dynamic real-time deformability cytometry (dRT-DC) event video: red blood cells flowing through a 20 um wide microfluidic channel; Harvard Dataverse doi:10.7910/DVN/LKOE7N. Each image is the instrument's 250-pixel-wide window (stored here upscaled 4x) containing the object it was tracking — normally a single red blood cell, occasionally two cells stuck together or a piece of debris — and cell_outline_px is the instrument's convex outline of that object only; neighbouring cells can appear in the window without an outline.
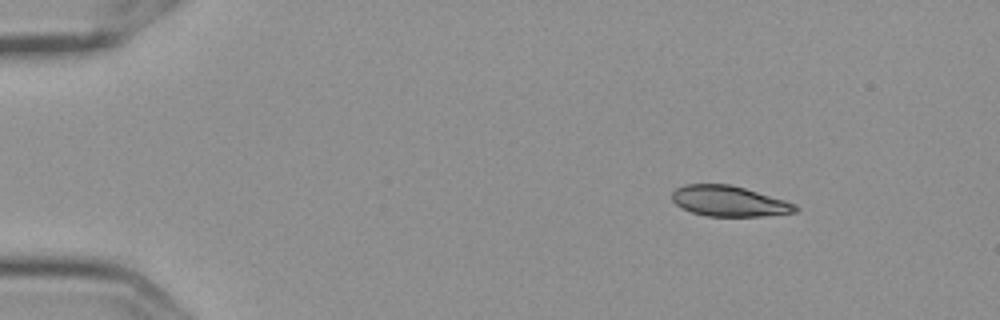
{"species": "Egyptian fruit bat (a non-hibernating species)", "species_latin": "Rousettus aegyptiacus", "temperature_condition": "cold", "stored_images_in_passage": 7, "camera_frame_rate_fps": 3000, "um_per_image_px": 0.085, "frame": {"image": 1, "passage_image": 2, "time_ms": 0.333, "image_size_px": [1000, 320], "cell_outline_px": [[800, 208], [796, 212], [764, 216], [708, 216], [692, 212], [676, 204], [672, 200], [672, 192], [676, 188], [684, 184], [732, 184], [784, 200], [796, 204]], "centroid_in_image_um": [61.98, 17.09], "position_along_channel_um": 23.0, "area_um2": 21.91}}
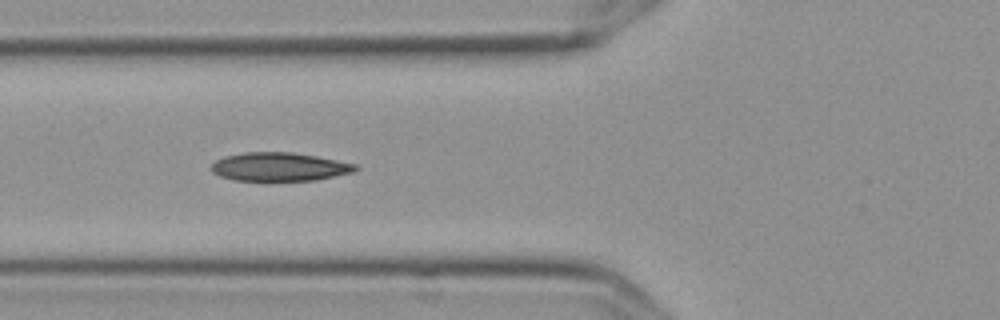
{"frame": {"image": 2, "passage_image": 6, "time_ms": 1.667, "image_size_px": [1000, 320], "cell_outline_px": [[360, 168], [352, 172], [316, 180], [264, 184], [232, 180], [220, 176], [212, 172], [212, 164], [216, 160], [224, 156], [244, 152], [292, 152], [316, 156], [356, 164]], "centroid_in_image_um": [23.7, 14.23], "position_along_channel_um": 102.1, "area_um2": 25.03}}
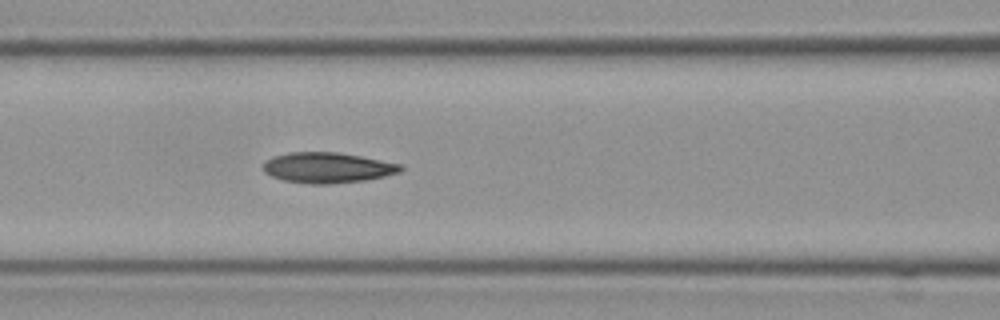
{"frame": {"image": 3, "passage_image": 7, "time_ms": 2.0, "image_size_px": [1000, 320], "cell_outline_px": [[404, 168], [400, 172], [384, 176], [364, 180], [328, 184], [308, 184], [284, 180], [272, 176], [264, 172], [264, 160], [272, 156], [288, 152], [336, 152], [360, 156], [400, 164]], "centroid_in_image_um": [27.8, 14.25], "position_along_channel_um": 138.8, "area_um2": 24.33}}